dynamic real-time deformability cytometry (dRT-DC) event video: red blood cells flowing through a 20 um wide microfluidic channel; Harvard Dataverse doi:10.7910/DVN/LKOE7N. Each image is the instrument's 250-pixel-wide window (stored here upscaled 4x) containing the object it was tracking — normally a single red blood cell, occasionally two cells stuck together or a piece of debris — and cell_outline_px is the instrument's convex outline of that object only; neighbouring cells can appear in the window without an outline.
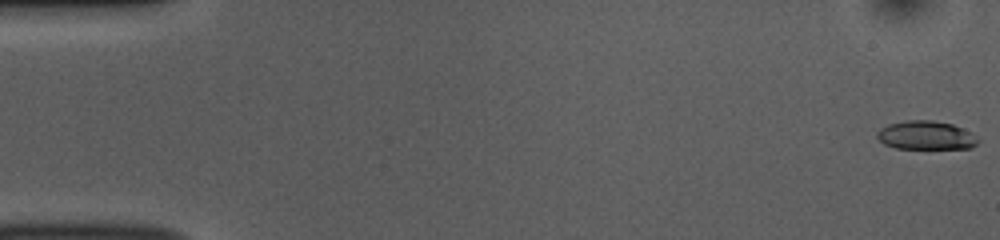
{"species": "common noctule bat (a hibernating species)", "species_latin": "Nyctalus noctula", "temperature_condition": "room temperature", "stored_images_in_passage": 53, "camera_frame_rate_fps": 3000, "um_per_image_px": 0.085, "animal": {"sex": "female", "body_mass_g": 10.0, "forearm_length_mm": 53.1}, "frame": {"image": 1, "passage_image": 1, "time_ms": 0.0, "image_size_px": [1000, 240], "cell_outline_px": [[980, 140], [972, 148], [896, 148], [884, 144], [876, 136], [876, 132], [880, 128], [888, 124], [904, 120], [932, 120], [952, 124], [964, 128], [972, 132]], "centroid_in_image_um": [78.72, 11.49], "position_along_channel_um": 6.3, "area_um2": 16.99}}
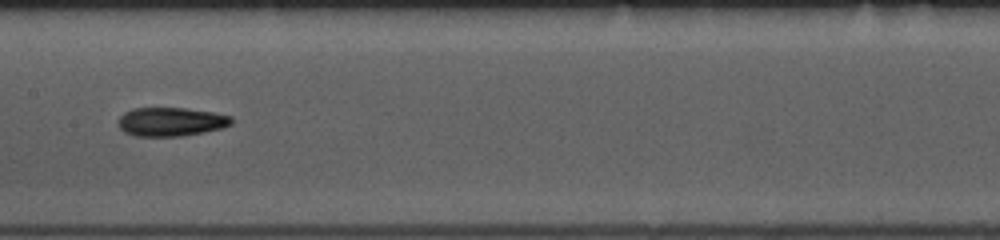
{"frame": {"image": 2, "passage_image": 27, "time_ms": 8.667, "image_size_px": [1000, 240], "cell_outline_px": [[232, 124], [224, 128], [204, 132], [180, 136], [132, 136], [124, 132], [116, 124], [120, 116], [124, 112], [132, 108], [184, 108], [216, 112], [232, 116]], "centroid_in_image_um": [14.53, 10.35], "position_along_channel_um": 192.9, "area_um2": 19.31}}
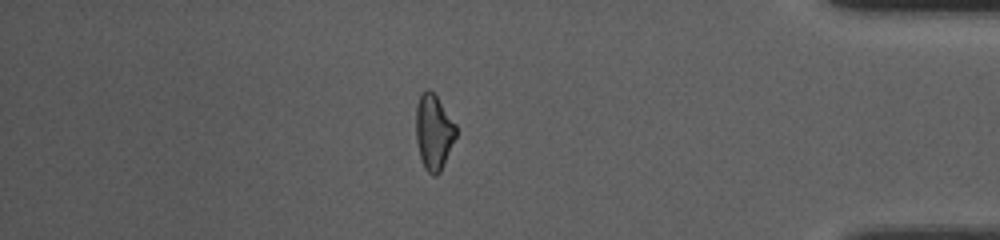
{"frame": {"image": 3, "passage_image": 46, "time_ms": 15.0, "image_size_px": [1000, 240], "cell_outline_px": [[456, 136], [440, 172], [436, 176], [432, 176], [424, 168], [420, 156], [416, 140], [416, 104], [420, 92], [424, 88], [428, 88], [436, 96], [456, 124]], "centroid_in_image_um": [36.84, 11.2], "position_along_channel_um": 398.4, "area_um2": 17.63}, "authors_computed_cell_mechanics": {"area_um2": 17.9758, "velocity_mm_per_s": 3.7891, "shape_relaxation_time_tau1_ms": 9.6279, "shape_relaxation_time_tau2_ms": 2.5698, "deformation_change_tau1": 0.2339, "deformation_change_tau2": 0.1032}}